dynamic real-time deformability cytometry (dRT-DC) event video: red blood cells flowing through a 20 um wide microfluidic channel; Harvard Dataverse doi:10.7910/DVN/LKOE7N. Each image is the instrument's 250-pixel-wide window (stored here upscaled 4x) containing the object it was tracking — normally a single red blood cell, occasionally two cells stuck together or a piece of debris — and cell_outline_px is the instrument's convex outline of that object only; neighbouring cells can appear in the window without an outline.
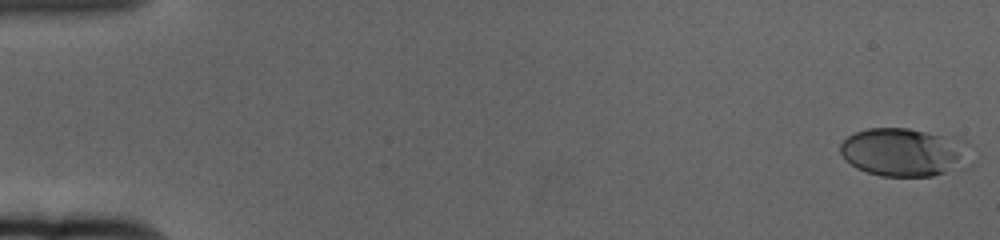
{"species": "human", "species_latin": "Homo sapiens", "temperature_condition": "cold", "stored_images_in_passage": 61, "camera_frame_rate_fps": 3000, "um_per_image_px": 0.085, "donor": {"sex": "female"}, "frame": {"image": 1, "passage_image": 1, "time_ms": 0.0, "image_size_px": [1000, 240], "cell_outline_px": [[972, 164], [968, 168], [932, 176], [880, 176], [856, 168], [844, 160], [840, 152], [840, 144], [848, 136], [856, 132], [868, 128], [908, 128], [952, 136], [968, 140], [972, 144]], "centroid_in_image_um": [77.0, 12.94], "position_along_channel_um": 8.0, "area_um2": 38.09}}
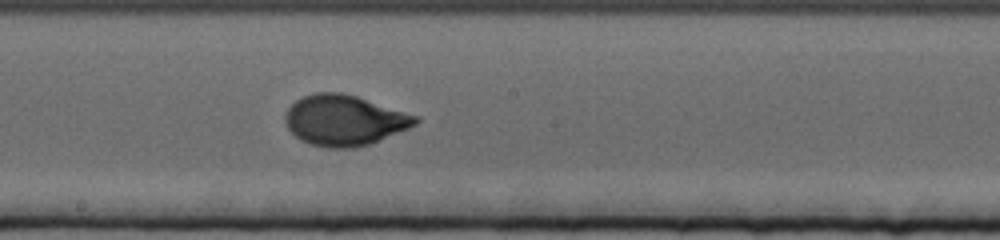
{"frame": {"image": 2, "passage_image": 34, "time_ms": 11.0, "image_size_px": [1000, 240], "cell_outline_px": [[420, 120], [416, 124], [408, 128], [368, 144], [352, 148], [328, 148], [312, 144], [300, 140], [288, 128], [284, 120], [284, 116], [288, 108], [296, 100], [304, 96], [316, 92], [340, 92], [356, 96], [420, 116]], "centroid_in_image_um": [29.26, 10.21], "position_along_channel_um": 218.9, "area_um2": 38.15}}
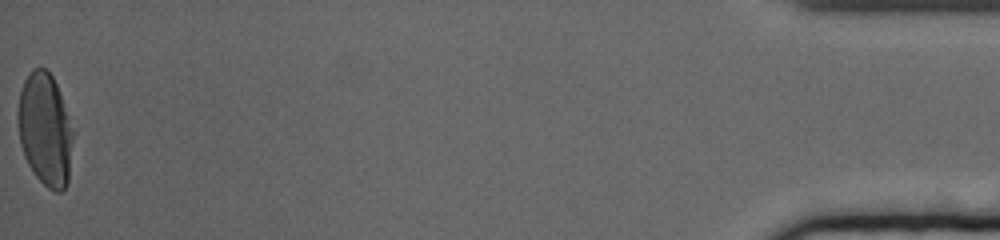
{"frame": {"image": 3, "passage_image": 61, "time_ms": 20.0, "image_size_px": [1000, 240], "cell_outline_px": [[72, 140], [68, 180], [64, 188], [60, 192], [56, 192], [48, 188], [36, 176], [28, 164], [24, 156], [20, 144], [16, 120], [16, 116], [20, 92], [24, 80], [28, 72], [32, 68], [44, 68], [52, 76], [56, 84], [72, 132]], "centroid_in_image_um": [3.78, 11.0], "position_along_channel_um": 431.4, "area_um2": 35.78}, "authors_computed_cell_mechanics": {"area_um2": 36.2984, "velocity_mm_per_s": 3.3645, "shape_relaxation_time_tau1_ms": 4.5464, "shape_relaxation_time_tau2_ms": null, "deformation_change_tau1": 0.182, "deformation_change_tau2": null}}